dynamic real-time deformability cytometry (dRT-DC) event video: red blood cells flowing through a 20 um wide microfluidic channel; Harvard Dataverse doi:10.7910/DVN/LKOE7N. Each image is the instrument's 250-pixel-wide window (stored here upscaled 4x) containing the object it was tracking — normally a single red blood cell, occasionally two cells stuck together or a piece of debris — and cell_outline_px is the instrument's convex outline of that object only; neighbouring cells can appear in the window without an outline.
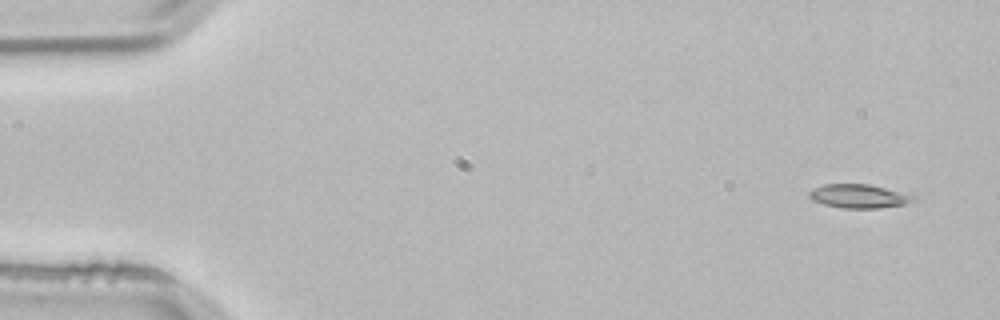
{"species": "common noctule bat (a hibernating species)", "species_latin": "Nyctalus noctula", "temperature_condition": "room temperature", "stored_images_in_passage": 3, "camera_frame_rate_fps": 3000, "um_per_image_px": 0.085, "animal": {"sex": "male", "body_mass_g": 21.5, "forearm_length_mm": 52.0}, "frame": {"image": 1, "passage_image": 1, "time_ms": 0.0, "image_size_px": [1000, 320], "cell_outline_px": [[916, 200], [904, 204], [880, 208], [844, 208], [824, 204], [812, 200], [808, 196], [808, 192], [812, 188], [824, 184], [868, 184], [912, 192], [916, 196]], "centroid_in_image_um": [73.08, 16.66], "position_along_channel_um": 11.9, "area_um2": 14.85}}
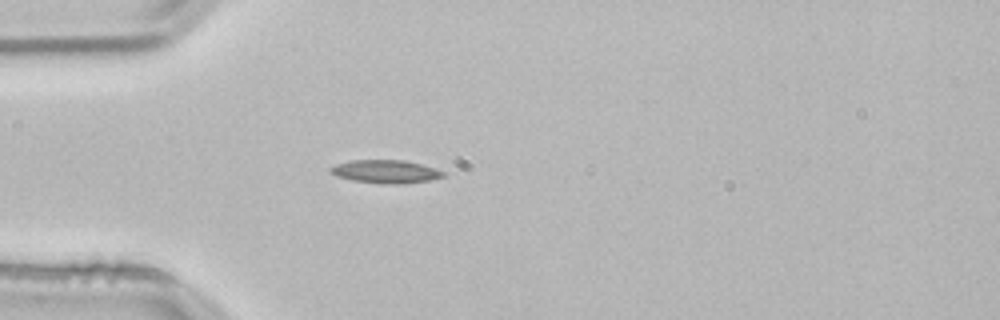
{"frame": {"image": 2, "passage_image": 3, "time_ms": 0.667, "image_size_px": [1000, 320], "cell_outline_px": [[448, 176], [428, 180], [404, 184], [384, 184], [352, 180], [336, 176], [328, 172], [328, 168], [336, 164], [352, 160], [404, 160], [420, 164], [444, 172]], "centroid_in_image_um": [32.74, 14.59], "position_along_channel_um": 52.3, "area_um2": 15.26}}